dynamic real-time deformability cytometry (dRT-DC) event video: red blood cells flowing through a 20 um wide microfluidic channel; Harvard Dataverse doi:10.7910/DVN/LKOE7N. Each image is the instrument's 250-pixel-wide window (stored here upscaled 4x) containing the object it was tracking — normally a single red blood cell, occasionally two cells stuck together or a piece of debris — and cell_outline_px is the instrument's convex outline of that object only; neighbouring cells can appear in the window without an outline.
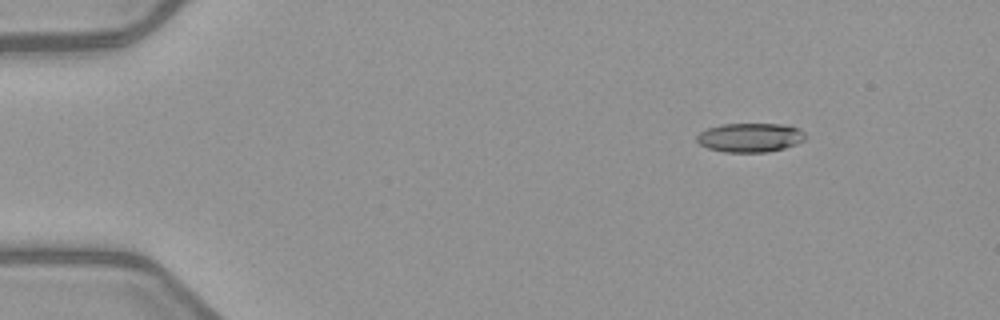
{"species": "common noctule bat (a hibernating species)", "species_latin": "Nyctalus noctula", "temperature_condition": "warm", "stored_images_in_passage": 5, "camera_frame_rate_fps": 3000, "um_per_image_px": 0.085, "animal": {"sex": "female", "body_mass_g": 21.9}, "frame": {"image": 1, "passage_image": 1, "time_ms": 0.0, "image_size_px": [1000, 320], "cell_outline_px": [[808, 136], [804, 140], [796, 144], [784, 148], [768, 152], [724, 152], [708, 148], [700, 144], [696, 140], [696, 136], [700, 132], [708, 128], [724, 124], [784, 124], [800, 128]], "centroid_in_image_um": [63.79, 11.69], "position_along_channel_um": 21.2, "area_um2": 18.5}}
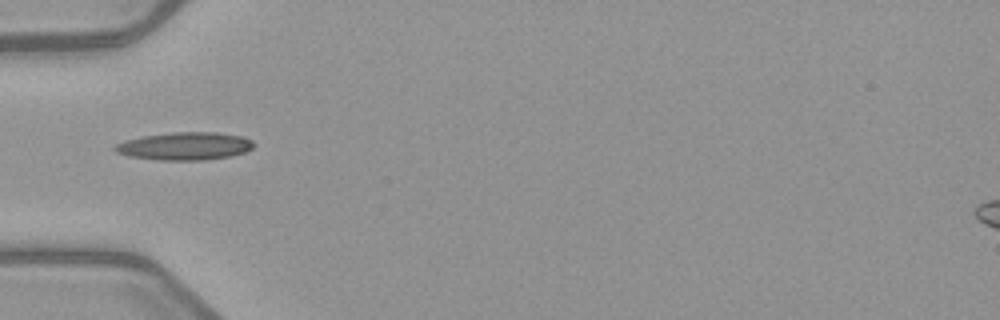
{"frame": {"image": 2, "passage_image": 4, "time_ms": 3.667, "image_size_px": [1000, 320], "cell_outline_px": [[256, 144], [252, 148], [244, 152], [228, 156], [204, 160], [160, 160], [128, 156], [116, 152], [112, 148], [116, 144], [124, 140], [144, 136], [172, 132], [216, 132], [240, 136], [252, 140]], "centroid_in_image_um": [15.68, 12.41], "position_along_channel_um": 69.3, "area_um2": 22.43}}
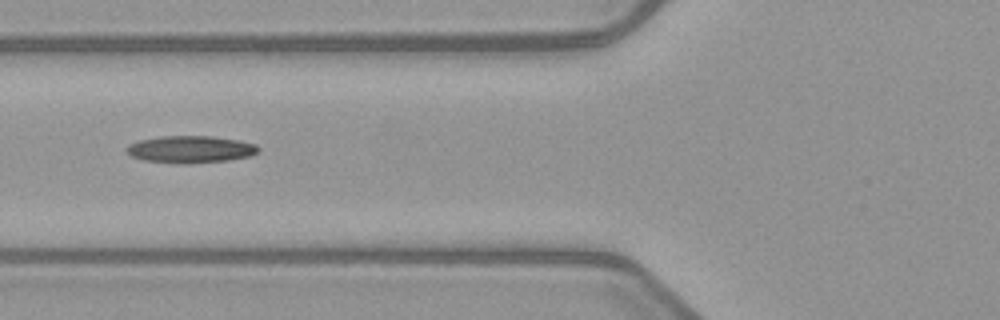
{"frame": {"image": 3, "passage_image": 5, "time_ms": 4.667, "image_size_px": [1000, 320], "cell_outline_px": [[260, 148], [256, 152], [248, 156], [228, 160], [188, 164], [176, 164], [144, 160], [132, 156], [124, 152], [124, 148], [128, 144], [140, 140], [160, 136], [212, 136], [240, 140], [256, 144]], "centroid_in_image_um": [16.14, 12.69], "position_along_channel_um": 109.7, "area_um2": 21.04}}